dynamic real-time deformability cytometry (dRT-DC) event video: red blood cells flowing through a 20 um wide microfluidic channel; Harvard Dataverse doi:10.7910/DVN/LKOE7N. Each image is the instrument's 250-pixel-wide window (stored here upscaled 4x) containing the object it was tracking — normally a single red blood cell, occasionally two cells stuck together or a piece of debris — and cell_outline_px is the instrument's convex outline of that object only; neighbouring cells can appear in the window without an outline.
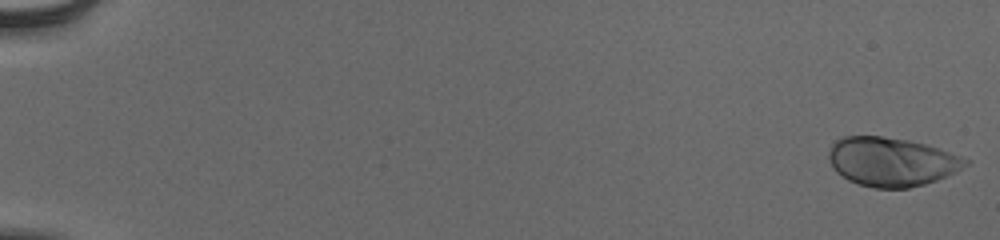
{"species": "human", "species_latin": "Homo sapiens", "temperature_condition": "cold", "stored_images_in_passage": 19, "camera_frame_rate_fps": 3000, "um_per_image_px": 0.085, "donor": {"sex": "male"}, "frame": {"image": 1, "passage_image": 1, "time_ms": 0.0, "image_size_px": [1000, 240], "cell_outline_px": [[972, 160], [968, 164], [956, 172], [936, 180], [924, 184], [908, 188], [876, 188], [860, 184], [848, 180], [836, 172], [832, 168], [828, 156], [828, 152], [832, 144], [836, 140], [844, 136], [880, 136], [908, 140], [924, 144]], "centroid_in_image_um": [75.76, 13.75], "position_along_channel_um": 9.2, "area_um2": 38.78}}
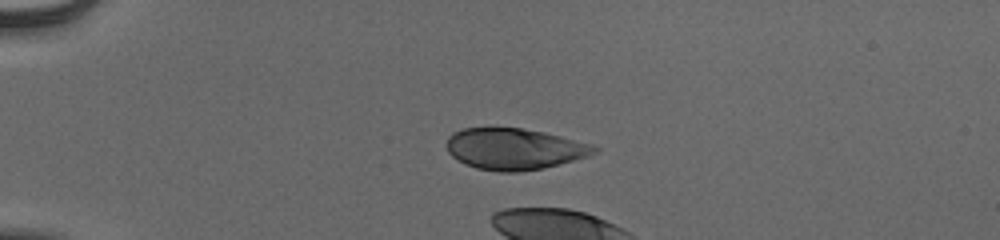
{"frame": {"image": 2, "passage_image": 15, "time_ms": 4.667, "image_size_px": [1000, 240], "cell_outline_px": [[600, 148], [596, 152], [588, 156], [544, 168], [520, 172], [500, 172], [476, 168], [464, 164], [452, 156], [448, 152], [448, 136], [452, 132], [464, 128], [520, 128], [544, 132], [592, 144]], "centroid_in_image_um": [43.72, 12.66], "position_along_channel_um": 41.3, "area_um2": 35.49}}